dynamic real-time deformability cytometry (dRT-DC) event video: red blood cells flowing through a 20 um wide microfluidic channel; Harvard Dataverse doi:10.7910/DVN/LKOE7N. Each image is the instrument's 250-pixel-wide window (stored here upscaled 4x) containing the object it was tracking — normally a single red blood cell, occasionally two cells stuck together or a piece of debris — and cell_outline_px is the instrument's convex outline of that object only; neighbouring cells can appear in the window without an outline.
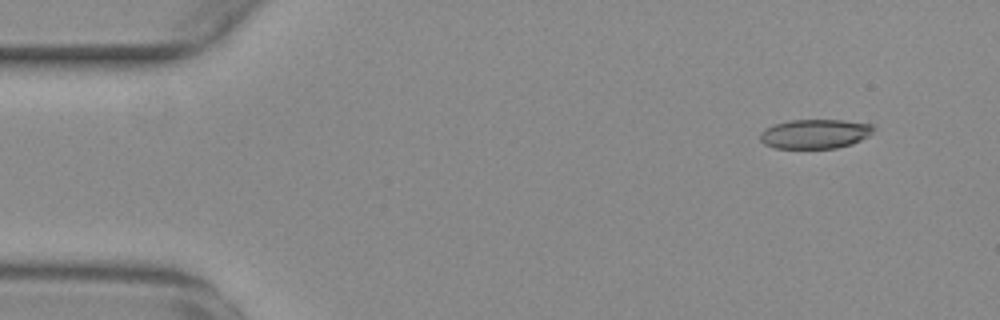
{"species": "common noctule bat (a hibernating species)", "species_latin": "Nyctalus noctula", "temperature_condition": "warm", "stored_images_in_passage": 55, "camera_frame_rate_fps": 3000, "um_per_image_px": 0.085, "animal": {"sex": "female", "body_mass_g": 29.2, "forearm_length_mm": 56.3}, "frame": {"image": 1, "passage_image": 5, "time_ms": 1.333, "image_size_px": [1000, 320], "cell_outline_px": [[876, 128], [868, 136], [852, 144], [836, 148], [776, 148], [764, 144], [760, 140], [760, 132], [764, 128], [772, 124], [788, 120], [844, 120], [872, 124]], "centroid_in_image_um": [69.26, 11.37], "position_along_channel_um": 15.7, "area_um2": 19.59}}
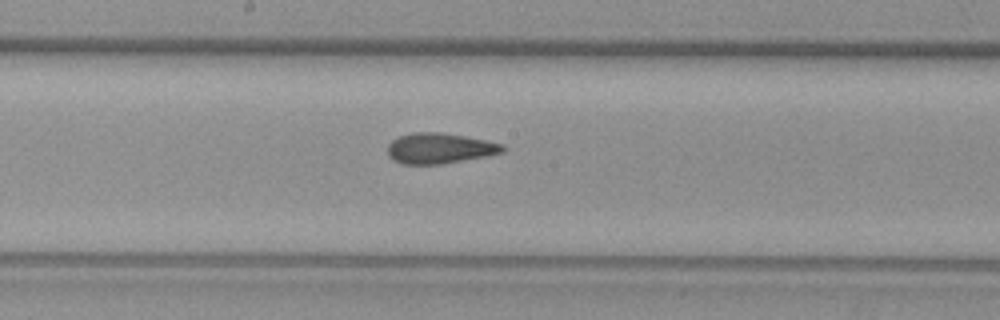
{"frame": {"image": 2, "passage_image": 29, "time_ms": 9.333, "image_size_px": [1000, 320], "cell_outline_px": [[508, 148], [504, 152], [488, 156], [440, 164], [400, 164], [392, 160], [388, 156], [388, 144], [392, 140], [400, 136], [412, 132], [440, 132], [464, 136], [504, 144]], "centroid_in_image_um": [37.37, 12.61], "position_along_channel_um": 210.8, "area_um2": 20.63}}
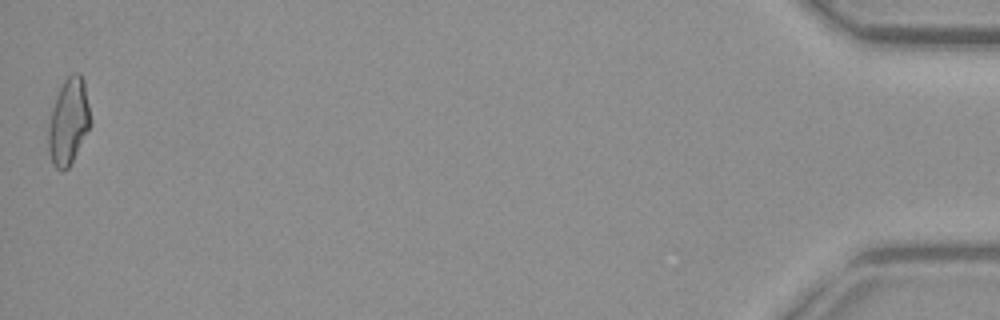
{"frame": {"image": 3, "passage_image": 55, "time_ms": 18.0, "image_size_px": [1000, 320], "cell_outline_px": [[92, 124], [68, 168], [64, 172], [60, 172], [52, 164], [48, 152], [48, 128], [52, 108], [56, 96], [64, 80], [72, 72], [80, 72], [84, 80], [92, 120]], "centroid_in_image_um": [5.83, 10.33], "position_along_channel_um": 429.4, "area_um2": 21.5}, "authors_computed_cell_mechanics": {"area_um2": 20.6924, "velocity_mm_per_s": 3.7285, "shape_relaxation_time_tau1_ms": null, "shape_relaxation_time_tau2_ms": 1.9195, "deformation_change_tau1": null, "deformation_change_tau2": 0.0992}}